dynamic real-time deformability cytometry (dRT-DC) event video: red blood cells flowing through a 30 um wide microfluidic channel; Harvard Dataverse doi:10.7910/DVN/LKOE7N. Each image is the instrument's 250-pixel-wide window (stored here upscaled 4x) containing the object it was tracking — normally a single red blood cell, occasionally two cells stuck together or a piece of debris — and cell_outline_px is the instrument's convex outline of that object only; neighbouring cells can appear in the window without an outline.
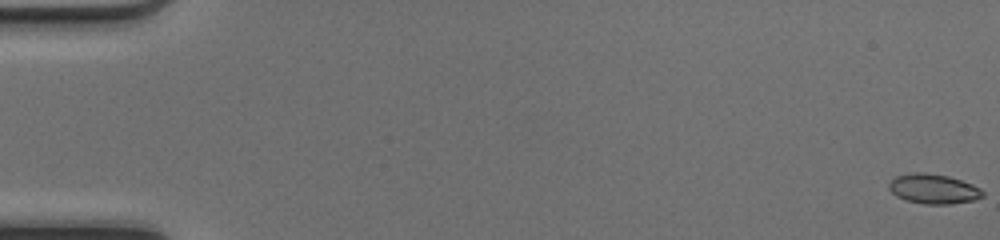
{"species": "common noctule bat (a hibernating species)", "species_latin": "Nyctalus noctula", "temperature_condition": "cold", "stored_images_in_passage": 51, "camera_frame_rate_fps": 3000, "um_per_image_px": 0.085, "animal": {"sex": "female", "body_mass_g": 17.0, "forearm_length_mm": 48.0}, "frame": {"image": 1, "passage_image": 1, "time_ms": 0.0, "image_size_px": [1000, 240], "cell_outline_px": [[984, 196], [972, 200], [948, 204], [924, 204], [904, 200], [896, 196], [888, 188], [888, 184], [896, 176], [912, 172], [924, 172], [948, 176], [972, 184], [980, 188], [984, 192]], "centroid_in_image_um": [79.32, 16.05], "position_along_channel_um": 5.7, "area_um2": 16.24}}
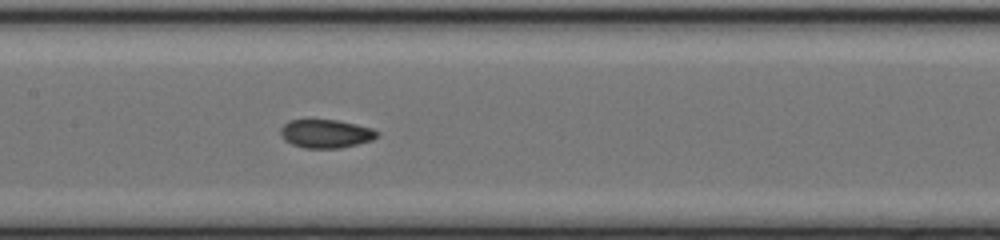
{"frame": {"image": 2, "passage_image": 26, "time_ms": 8.333, "image_size_px": [1000, 240], "cell_outline_px": [[380, 136], [372, 140], [340, 148], [304, 148], [292, 144], [284, 140], [280, 132], [280, 128], [288, 120], [336, 120], [356, 124], [372, 128], [380, 132]], "centroid_in_image_um": [27.71, 11.36], "position_along_channel_um": 179.7, "area_um2": 16.07}}
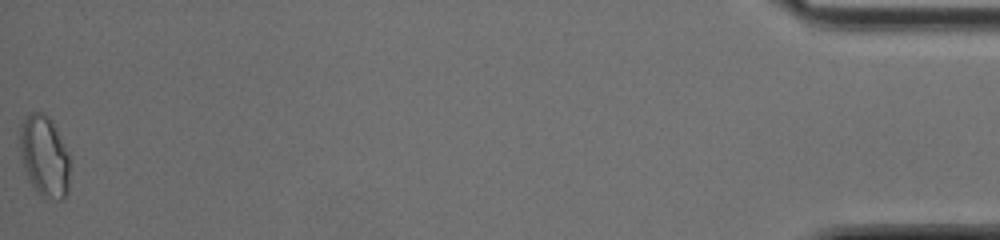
{"frame": {"image": 3, "passage_image": 51, "time_ms": 16.667, "image_size_px": [1000, 240], "cell_outline_px": [[68, 192], [60, 200], [56, 200], [44, 196], [32, 184], [24, 168], [20, 152], [20, 124], [32, 112], [44, 112], [52, 120], [60, 136], [68, 156]], "centroid_in_image_um": [3.76, 13.24], "position_along_channel_um": 431.4, "area_um2": 23.06}, "authors_computed_cell_mechanics": {"area_um2": 16.2418, "velocity_mm_per_s": 4.2093, "shape_relaxation_time_tau1_ms": 11.237, "shape_relaxation_time_tau2_ms": 0.9608, "deformation_change_tau1": 0.2365, "deformation_change_tau2": 0.0538}}